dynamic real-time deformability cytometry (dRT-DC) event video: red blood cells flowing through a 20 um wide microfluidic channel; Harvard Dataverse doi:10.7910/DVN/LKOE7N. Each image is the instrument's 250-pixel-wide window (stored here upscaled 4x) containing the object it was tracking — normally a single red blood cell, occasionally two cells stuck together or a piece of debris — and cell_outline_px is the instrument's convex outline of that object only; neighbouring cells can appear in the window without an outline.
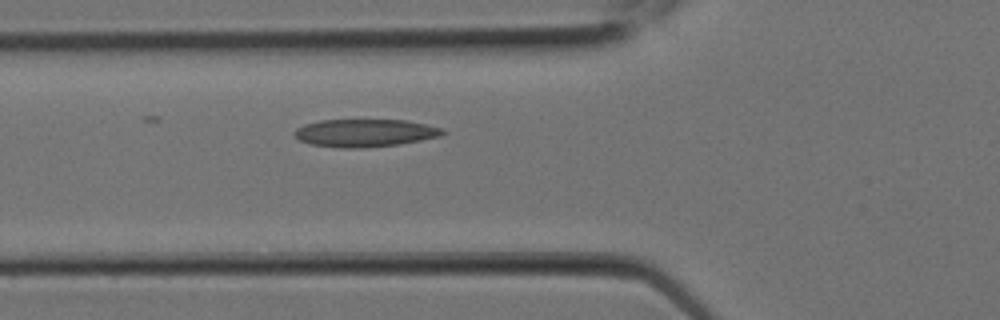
{"species": "Egyptian fruit bat (a non-hibernating species)", "species_latin": "Rousettus aegyptiacus", "temperature_condition": "room temperature", "stored_images_in_passage": 7, "camera_frame_rate_fps": 3000, "um_per_image_px": 0.085, "animal": {"sex": "female"}, "frame": {"image": 1, "passage_image": 7, "time_ms": 2.0, "image_size_px": [1000, 320], "cell_outline_px": [[448, 132], [440, 136], [400, 144], [364, 148], [340, 148], [312, 144], [300, 140], [292, 132], [296, 128], [304, 124], [320, 120], [404, 120], [444, 128]], "centroid_in_image_um": [31.03, 11.3], "position_along_channel_um": 94.8, "area_um2": 23.99}}